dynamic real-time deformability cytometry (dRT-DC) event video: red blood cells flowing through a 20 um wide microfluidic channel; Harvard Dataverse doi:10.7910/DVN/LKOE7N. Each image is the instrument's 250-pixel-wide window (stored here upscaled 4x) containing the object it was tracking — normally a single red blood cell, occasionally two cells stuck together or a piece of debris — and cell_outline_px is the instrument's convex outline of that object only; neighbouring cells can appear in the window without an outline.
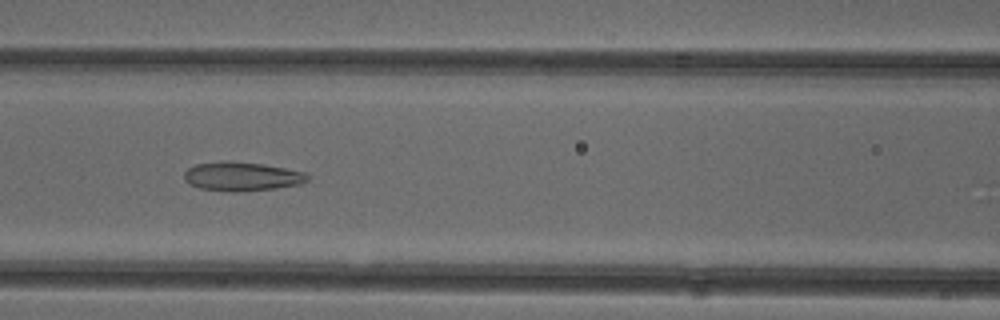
{"species": "common noctule bat (a hibernating species)", "species_latin": "Nyctalus noctula", "temperature_condition": "cold", "stored_images_in_passage": 46, "camera_frame_rate_fps": 3000, "um_per_image_px": 0.085, "animal": {"sex": "female"}, "frame": {"image": 1, "passage_image": 17, "time_ms": 5.333, "image_size_px": [1000, 320], "cell_outline_px": [[308, 180], [300, 184], [276, 188], [236, 192], [232, 192], [200, 188], [188, 184], [184, 180], [184, 172], [188, 168], [196, 164], [228, 160], [264, 164], [304, 172], [308, 176]], "centroid_in_image_um": [20.52, 14.99], "position_along_channel_um": 146.1, "area_um2": 20.87}}
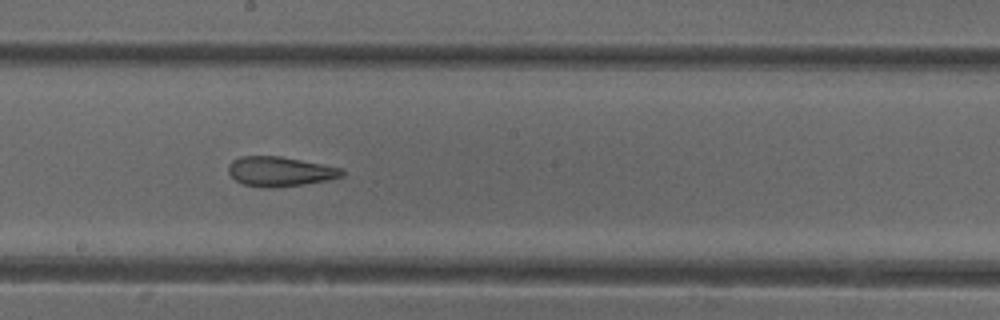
{"frame": {"image": 2, "passage_image": 23, "time_ms": 7.333, "image_size_px": [1000, 320], "cell_outline_px": [[344, 176], [328, 180], [304, 184], [272, 188], [260, 188], [244, 184], [236, 180], [228, 172], [228, 164], [232, 160], [240, 156], [280, 156], [344, 168]], "centroid_in_image_um": [23.8, 14.58], "position_along_channel_um": 224.4, "area_um2": 19.83}}
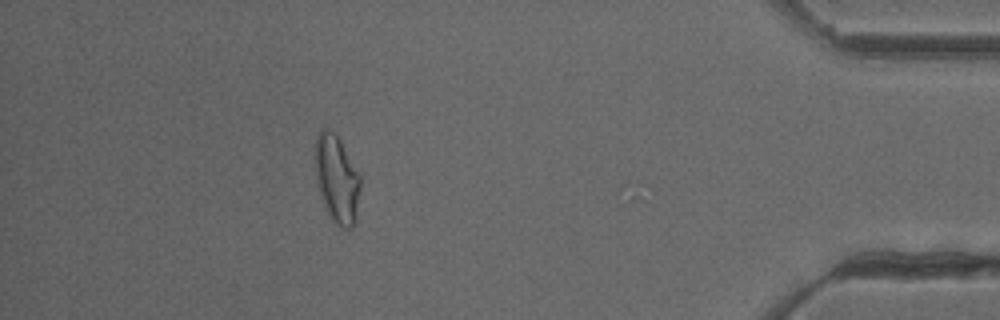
{"frame": {"image": 3, "passage_image": 41, "time_ms": 13.333, "image_size_px": [1000, 320], "cell_outline_px": [[360, 188], [356, 216], [352, 228], [344, 228], [336, 224], [328, 216], [324, 208], [316, 180], [316, 136], [320, 128], [324, 128], [332, 132], [340, 140], [360, 176]], "centroid_in_image_um": [28.62, 15.25], "position_along_channel_um": 406.6, "area_um2": 22.83}, "authors_computed_cell_mechanics": {"area_um2": 21.5594, "velocity_mm_per_s": 3.9242, "shape_relaxation_time_tau1_ms": null, "shape_relaxation_time_tau2_ms": 2.3101, "deformation_change_tau1": null, "deformation_change_tau2": 0.121}}